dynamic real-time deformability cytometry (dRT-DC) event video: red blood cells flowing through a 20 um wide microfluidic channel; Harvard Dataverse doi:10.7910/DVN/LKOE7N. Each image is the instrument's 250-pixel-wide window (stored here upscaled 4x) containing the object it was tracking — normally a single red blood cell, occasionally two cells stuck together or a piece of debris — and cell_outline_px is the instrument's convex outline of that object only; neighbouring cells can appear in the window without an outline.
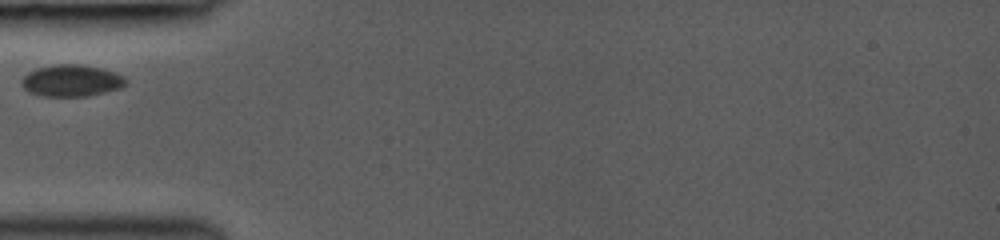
{"species": "common noctule bat (a hibernating species)", "species_latin": "Nyctalus noctula", "temperature_condition": "room temperature", "stored_images_in_passage": 16, "camera_frame_rate_fps": 3000, "um_per_image_px": 0.085, "animal": {"sex": "female", "body_mass_g": 19.0, "forearm_length_mm": 53.3}, "frame": {"image": 1, "passage_image": 1, "time_ms": 0.0, "image_size_px": [1000, 240], "cell_outline_px": [[128, 84], [120, 88], [88, 96], [44, 96], [28, 92], [20, 84], [20, 80], [28, 72], [36, 68], [56, 64], [80, 64], [100, 68], [124, 76], [128, 80]], "centroid_in_image_um": [6.06, 6.85], "position_along_channel_um": 78.9, "area_um2": 19.36}}
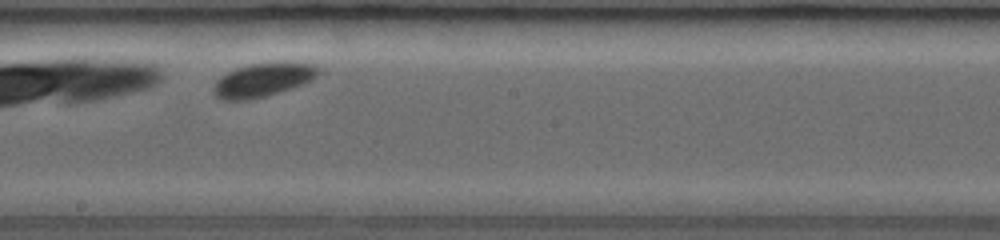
{"frame": {"image": 2, "passage_image": 12, "time_ms": 3.667, "image_size_px": [1000, 240], "cell_outline_px": [[320, 72], [312, 80], [292, 88], [280, 92], [248, 100], [224, 100], [216, 96], [212, 92], [212, 88], [216, 80], [220, 76], [236, 68], [248, 64], [312, 64]], "centroid_in_image_um": [22.26, 6.83], "position_along_channel_um": 225.9, "area_um2": 20.0}}